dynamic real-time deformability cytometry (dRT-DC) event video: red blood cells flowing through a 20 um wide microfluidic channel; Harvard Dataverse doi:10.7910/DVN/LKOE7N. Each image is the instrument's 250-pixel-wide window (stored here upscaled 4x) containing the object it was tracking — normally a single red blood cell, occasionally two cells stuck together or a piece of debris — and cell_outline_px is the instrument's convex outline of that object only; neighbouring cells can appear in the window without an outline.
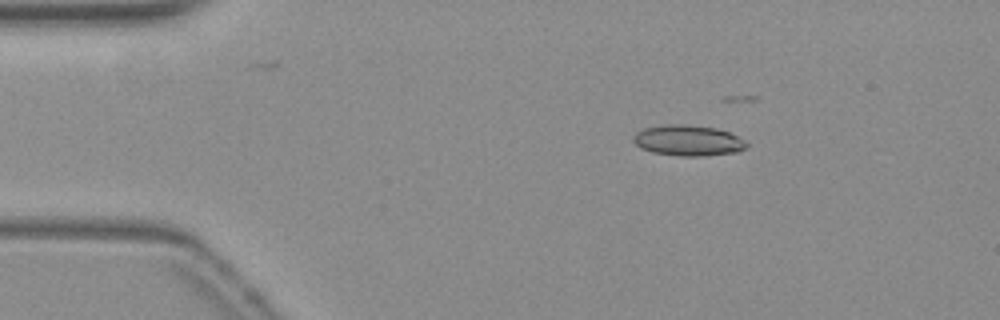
{"species": "common noctule bat (a hibernating species)", "species_latin": "Nyctalus noctula", "temperature_condition": "warm", "stored_images_in_passage": 18, "camera_frame_rate_fps": 3000, "um_per_image_px": 0.085, "animal": {"sex": "female", "body_mass_g": 19.3, "forearm_length_mm": 54.1}, "frame": {"image": 1, "passage_image": 8, "time_ms": 2.333, "image_size_px": [1000, 320], "cell_outline_px": [[748, 144], [740, 152], [704, 156], [680, 156], [652, 152], [640, 148], [632, 140], [632, 136], [636, 132], [644, 128], [664, 124], [684, 124], [716, 128], [728, 132], [744, 140]], "centroid_in_image_um": [58.46, 11.94], "position_along_channel_um": 26.5, "area_um2": 20.4}}
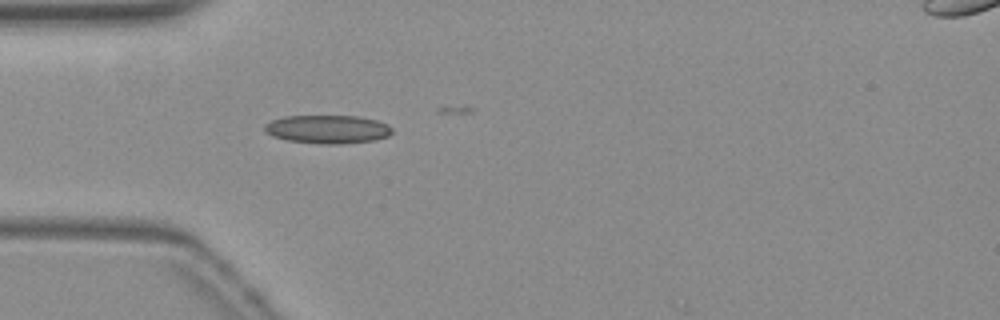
{"frame": {"image": 2, "passage_image": 15, "time_ms": 4.667, "image_size_px": [1000, 320], "cell_outline_px": [[392, 132], [388, 136], [376, 140], [340, 144], [320, 144], [288, 140], [272, 136], [264, 132], [264, 124], [272, 120], [284, 116], [360, 116], [376, 120], [388, 124], [392, 128]], "centroid_in_image_um": [27.84, 10.99], "position_along_channel_um": 57.2, "area_um2": 21.27}}